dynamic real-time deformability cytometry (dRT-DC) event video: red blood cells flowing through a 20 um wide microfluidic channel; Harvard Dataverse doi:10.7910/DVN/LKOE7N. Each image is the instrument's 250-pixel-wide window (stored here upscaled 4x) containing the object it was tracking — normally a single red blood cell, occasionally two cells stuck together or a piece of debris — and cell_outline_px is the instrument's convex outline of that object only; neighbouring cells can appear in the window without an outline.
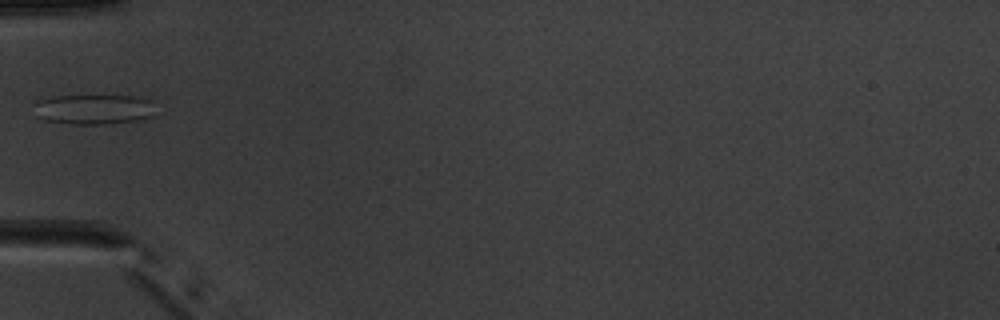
{"species": "common noctule bat (a hibernating species)", "species_latin": "Nyctalus noctula", "temperature_condition": "warm", "stored_images_in_passage": 6, "camera_frame_rate_fps": 3000, "um_per_image_px": 0.085, "animal": {"sex": "male", "body_mass_g": 20.1, "forearm_length_mm": 53.5}, "frame": {"image": 1, "passage_image": 6, "time_ms": 5.667, "image_size_px": [1000, 320], "cell_outline_px": [[152, 116], [136, 120], [104, 124], [72, 124], [44, 120], [36, 116], [32, 104], [36, 100], [52, 96], [132, 96], [152, 100]], "centroid_in_image_um": [7.87, 9.28], "position_along_channel_um": 77.1, "area_um2": 21.27}}